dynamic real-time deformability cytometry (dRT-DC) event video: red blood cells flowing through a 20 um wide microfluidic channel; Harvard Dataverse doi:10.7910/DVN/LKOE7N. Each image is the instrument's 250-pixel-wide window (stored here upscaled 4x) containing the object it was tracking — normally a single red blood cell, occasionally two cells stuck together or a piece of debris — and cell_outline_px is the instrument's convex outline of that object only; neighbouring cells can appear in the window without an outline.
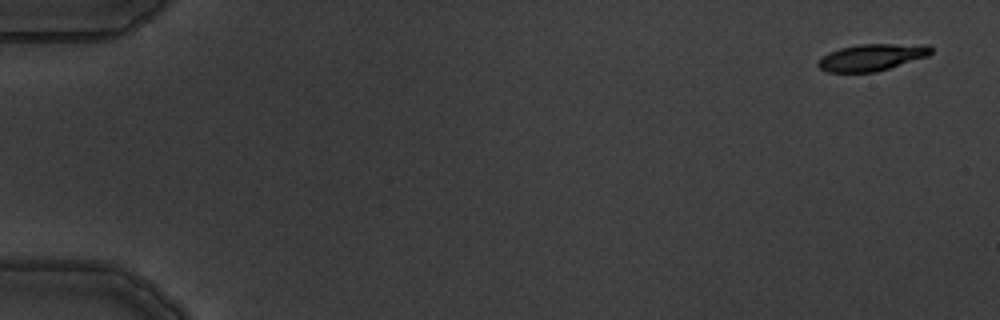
{"species": "common noctule bat (a hibernating species)", "species_latin": "Nyctalus noctula", "temperature_condition": "warm", "stored_images_in_passage": 3, "camera_frame_rate_fps": 3000, "um_per_image_px": 0.085, "animal": {"sex": "male", "body_mass_g": 19.5, "forearm_length_mm": 54.6}, "frame": {"image": 1, "passage_image": 1, "time_ms": 0.0, "image_size_px": [1000, 320], "cell_outline_px": [[932, 52], [928, 56], [876, 72], [828, 72], [820, 68], [816, 64], [828, 52], [840, 48], [860, 44], [928, 44], [932, 48]], "centroid_in_image_um": [74.13, 4.86], "position_along_channel_um": 10.9, "area_um2": 17.57}}